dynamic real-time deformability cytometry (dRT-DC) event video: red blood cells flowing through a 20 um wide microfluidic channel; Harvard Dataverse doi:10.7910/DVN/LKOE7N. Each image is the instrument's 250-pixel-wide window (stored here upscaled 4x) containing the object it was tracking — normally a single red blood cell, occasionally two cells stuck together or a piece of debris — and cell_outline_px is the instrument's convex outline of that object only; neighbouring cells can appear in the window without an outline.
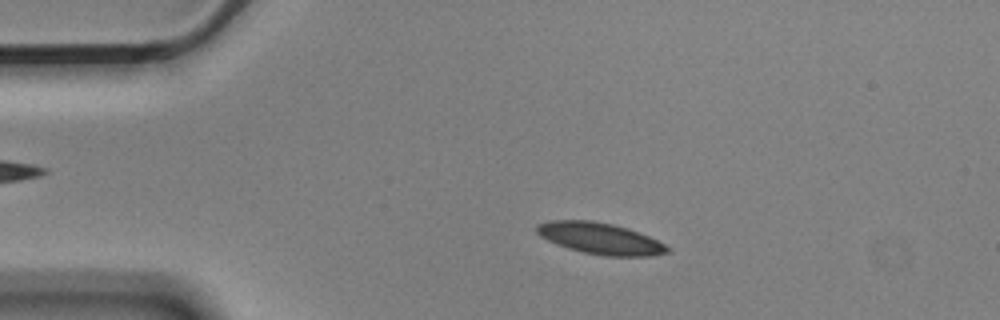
{"species": "Egyptian fruit bat (a non-hibernating species)", "species_latin": "Rousettus aegyptiacus", "temperature_condition": "cold", "stored_images_in_passage": 55, "camera_frame_rate_fps": 3000, "um_per_image_px": 0.085, "animal": {"sex": "male"}, "frame": {"image": 1, "passage_image": 10, "time_ms": 3.0, "image_size_px": [1000, 320], "cell_outline_px": [[672, 252], [652, 256], [604, 256], [584, 252], [568, 248], [556, 244], [540, 236], [536, 232], [536, 224], [552, 220], [592, 220], [612, 224], [628, 228], [648, 236], [672, 248]], "centroid_in_image_um": [51.03, 20.27], "position_along_channel_um": 34.0, "area_um2": 23.99}}
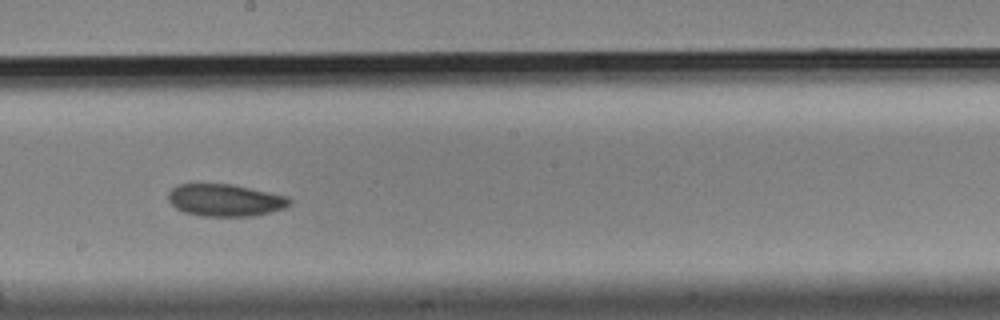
{"frame": {"image": 2, "passage_image": 30, "time_ms": 9.667, "image_size_px": [1000, 320], "cell_outline_px": [[292, 204], [284, 208], [252, 216], [200, 216], [184, 212], [176, 208], [168, 200], [168, 192], [176, 184], [232, 184], [288, 196], [292, 200]], "centroid_in_image_um": [19.13, 17.01], "position_along_channel_um": 229.1, "area_um2": 22.83}}
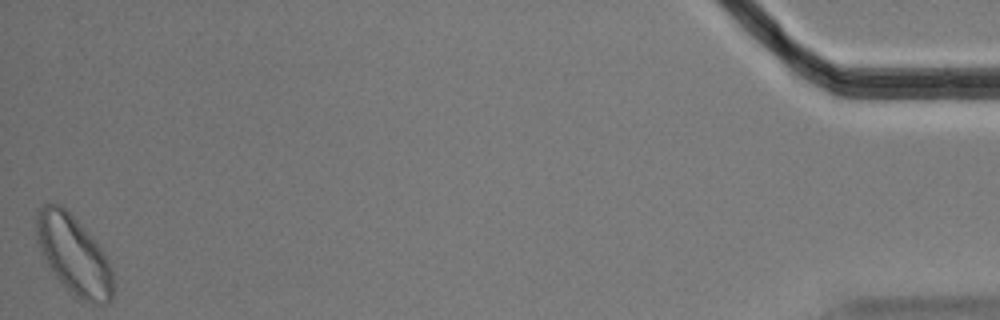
{"frame": {"image": 3, "passage_image": 55, "time_ms": 18.0, "image_size_px": [1000, 320], "cell_outline_px": [[112, 300], [108, 304], [88, 304], [76, 300], [56, 276], [48, 264], [36, 240], [36, 208], [44, 204], [60, 204], [88, 232], [100, 248], [112, 268]], "centroid_in_image_um": [6.26, 21.71], "position_along_channel_um": 428.9, "area_um2": 35.14}, "authors_computed_cell_mechanics": {"area_um2": 23.2934, "velocity_mm_per_s": 3.5267, "shape_relaxation_time_tau1_ms": 3.7278, "shape_relaxation_time_tau2_ms": 8.5601, "deformation_change_tau1": 0.0905, "deformation_change_tau2": 0.1297}}